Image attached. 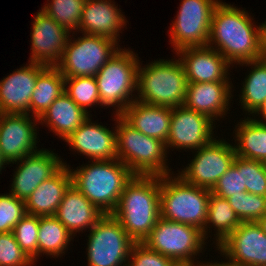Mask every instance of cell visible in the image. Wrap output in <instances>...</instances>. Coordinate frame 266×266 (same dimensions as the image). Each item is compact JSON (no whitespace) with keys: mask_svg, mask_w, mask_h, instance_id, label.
<instances>
[{"mask_svg":"<svg viewBox=\"0 0 266 266\" xmlns=\"http://www.w3.org/2000/svg\"><path fill=\"white\" fill-rule=\"evenodd\" d=\"M120 8L111 0H86L81 14L79 30L83 34L103 36L116 42L126 25Z\"/></svg>","mask_w":266,"mask_h":266,"instance_id":"44dd1931","label":"cell"},{"mask_svg":"<svg viewBox=\"0 0 266 266\" xmlns=\"http://www.w3.org/2000/svg\"><path fill=\"white\" fill-rule=\"evenodd\" d=\"M65 93L86 113H89L87 111L88 107L90 108L96 104L100 105L99 90L95 77L65 78Z\"/></svg>","mask_w":266,"mask_h":266,"instance_id":"d6a6232c","label":"cell"},{"mask_svg":"<svg viewBox=\"0 0 266 266\" xmlns=\"http://www.w3.org/2000/svg\"><path fill=\"white\" fill-rule=\"evenodd\" d=\"M252 20L245 9L220 1L213 12L207 45L232 65L262 59L260 26H255Z\"/></svg>","mask_w":266,"mask_h":266,"instance_id":"6da1fadb","label":"cell"},{"mask_svg":"<svg viewBox=\"0 0 266 266\" xmlns=\"http://www.w3.org/2000/svg\"><path fill=\"white\" fill-rule=\"evenodd\" d=\"M210 223L217 231L215 235H217L216 246L218 247L241 224V221L227 199L211 193L208 201L207 219L202 231L205 241L208 237V228H211L209 227Z\"/></svg>","mask_w":266,"mask_h":266,"instance_id":"f1b7e54d","label":"cell"},{"mask_svg":"<svg viewBox=\"0 0 266 266\" xmlns=\"http://www.w3.org/2000/svg\"><path fill=\"white\" fill-rule=\"evenodd\" d=\"M141 66L139 62L137 101L170 108L184 105L188 82L179 59H160Z\"/></svg>","mask_w":266,"mask_h":266,"instance_id":"277c9868","label":"cell"},{"mask_svg":"<svg viewBox=\"0 0 266 266\" xmlns=\"http://www.w3.org/2000/svg\"><path fill=\"white\" fill-rule=\"evenodd\" d=\"M134 243L120 222L112 214H105L90 229L88 266H127Z\"/></svg>","mask_w":266,"mask_h":266,"instance_id":"30bf717a","label":"cell"},{"mask_svg":"<svg viewBox=\"0 0 266 266\" xmlns=\"http://www.w3.org/2000/svg\"><path fill=\"white\" fill-rule=\"evenodd\" d=\"M2 114H3V110H2V108L0 106V117L2 116Z\"/></svg>","mask_w":266,"mask_h":266,"instance_id":"7dc6e473","label":"cell"},{"mask_svg":"<svg viewBox=\"0 0 266 266\" xmlns=\"http://www.w3.org/2000/svg\"><path fill=\"white\" fill-rule=\"evenodd\" d=\"M241 64L252 66V70L242 83L239 103L243 110L253 114L266 99V60L259 59Z\"/></svg>","mask_w":266,"mask_h":266,"instance_id":"4dcf8cb0","label":"cell"},{"mask_svg":"<svg viewBox=\"0 0 266 266\" xmlns=\"http://www.w3.org/2000/svg\"><path fill=\"white\" fill-rule=\"evenodd\" d=\"M210 194L211 190L188 183L179 175L161 176L160 217L203 231Z\"/></svg>","mask_w":266,"mask_h":266,"instance_id":"8992f818","label":"cell"},{"mask_svg":"<svg viewBox=\"0 0 266 266\" xmlns=\"http://www.w3.org/2000/svg\"><path fill=\"white\" fill-rule=\"evenodd\" d=\"M86 0H51L41 9L61 26L79 30L81 14Z\"/></svg>","mask_w":266,"mask_h":266,"instance_id":"1f68e13d","label":"cell"},{"mask_svg":"<svg viewBox=\"0 0 266 266\" xmlns=\"http://www.w3.org/2000/svg\"><path fill=\"white\" fill-rule=\"evenodd\" d=\"M72 185L69 165H63L52 177L44 180L25 201L26 213L54 216L65 192Z\"/></svg>","mask_w":266,"mask_h":266,"instance_id":"603a6c76","label":"cell"},{"mask_svg":"<svg viewBox=\"0 0 266 266\" xmlns=\"http://www.w3.org/2000/svg\"><path fill=\"white\" fill-rule=\"evenodd\" d=\"M217 248L240 266H266V235L257 222H241Z\"/></svg>","mask_w":266,"mask_h":266,"instance_id":"2e32d148","label":"cell"},{"mask_svg":"<svg viewBox=\"0 0 266 266\" xmlns=\"http://www.w3.org/2000/svg\"><path fill=\"white\" fill-rule=\"evenodd\" d=\"M82 36L76 40L68 39L63 57L56 66L65 78L95 77L120 49L118 42L110 38L88 34Z\"/></svg>","mask_w":266,"mask_h":266,"instance_id":"9c48e42d","label":"cell"},{"mask_svg":"<svg viewBox=\"0 0 266 266\" xmlns=\"http://www.w3.org/2000/svg\"><path fill=\"white\" fill-rule=\"evenodd\" d=\"M219 2L220 0H182L177 18L170 27V42L175 52L186 47L208 44L213 12Z\"/></svg>","mask_w":266,"mask_h":266,"instance_id":"8fae6325","label":"cell"},{"mask_svg":"<svg viewBox=\"0 0 266 266\" xmlns=\"http://www.w3.org/2000/svg\"><path fill=\"white\" fill-rule=\"evenodd\" d=\"M172 108L134 101L121 117L144 135L166 143L170 132Z\"/></svg>","mask_w":266,"mask_h":266,"instance_id":"cb8c5ba5","label":"cell"},{"mask_svg":"<svg viewBox=\"0 0 266 266\" xmlns=\"http://www.w3.org/2000/svg\"><path fill=\"white\" fill-rule=\"evenodd\" d=\"M213 120L208 116L198 113L185 105L172 108L170 132L165 143L166 149H191L197 150L215 137Z\"/></svg>","mask_w":266,"mask_h":266,"instance_id":"4fadbf2b","label":"cell"},{"mask_svg":"<svg viewBox=\"0 0 266 266\" xmlns=\"http://www.w3.org/2000/svg\"><path fill=\"white\" fill-rule=\"evenodd\" d=\"M25 201L9 194H0V233L13 232L15 225L26 215Z\"/></svg>","mask_w":266,"mask_h":266,"instance_id":"8d00e7d4","label":"cell"},{"mask_svg":"<svg viewBox=\"0 0 266 266\" xmlns=\"http://www.w3.org/2000/svg\"><path fill=\"white\" fill-rule=\"evenodd\" d=\"M72 185L102 213L112 214L127 182L133 177L119 159L92 160L77 170L69 167Z\"/></svg>","mask_w":266,"mask_h":266,"instance_id":"3957f363","label":"cell"},{"mask_svg":"<svg viewBox=\"0 0 266 266\" xmlns=\"http://www.w3.org/2000/svg\"><path fill=\"white\" fill-rule=\"evenodd\" d=\"M117 159L134 175L164 176L168 169L165 142L144 135L134 129L121 116H116Z\"/></svg>","mask_w":266,"mask_h":266,"instance_id":"5b68a950","label":"cell"},{"mask_svg":"<svg viewBox=\"0 0 266 266\" xmlns=\"http://www.w3.org/2000/svg\"><path fill=\"white\" fill-rule=\"evenodd\" d=\"M239 123L235 126L236 130L234 129L235 141H238L234 145L236 156L265 163L266 123L257 121L255 117H247Z\"/></svg>","mask_w":266,"mask_h":266,"instance_id":"4316f807","label":"cell"},{"mask_svg":"<svg viewBox=\"0 0 266 266\" xmlns=\"http://www.w3.org/2000/svg\"><path fill=\"white\" fill-rule=\"evenodd\" d=\"M161 176L133 175L112 215L135 242H143L160 218Z\"/></svg>","mask_w":266,"mask_h":266,"instance_id":"7a4b0ae2","label":"cell"},{"mask_svg":"<svg viewBox=\"0 0 266 266\" xmlns=\"http://www.w3.org/2000/svg\"><path fill=\"white\" fill-rule=\"evenodd\" d=\"M188 83L230 82V63L212 47H186L176 51Z\"/></svg>","mask_w":266,"mask_h":266,"instance_id":"ac0fdd59","label":"cell"},{"mask_svg":"<svg viewBox=\"0 0 266 266\" xmlns=\"http://www.w3.org/2000/svg\"><path fill=\"white\" fill-rule=\"evenodd\" d=\"M65 92V77L57 67H46L36 79L30 99V112L39 118Z\"/></svg>","mask_w":266,"mask_h":266,"instance_id":"83f0119b","label":"cell"},{"mask_svg":"<svg viewBox=\"0 0 266 266\" xmlns=\"http://www.w3.org/2000/svg\"><path fill=\"white\" fill-rule=\"evenodd\" d=\"M227 200L241 222H257L266 214V196L242 192Z\"/></svg>","mask_w":266,"mask_h":266,"instance_id":"e575fe53","label":"cell"},{"mask_svg":"<svg viewBox=\"0 0 266 266\" xmlns=\"http://www.w3.org/2000/svg\"><path fill=\"white\" fill-rule=\"evenodd\" d=\"M39 222V216L26 214L13 229L16 242L33 261L38 258Z\"/></svg>","mask_w":266,"mask_h":266,"instance_id":"d590c367","label":"cell"},{"mask_svg":"<svg viewBox=\"0 0 266 266\" xmlns=\"http://www.w3.org/2000/svg\"><path fill=\"white\" fill-rule=\"evenodd\" d=\"M116 130L91 122L90 117L75 130L66 142L75 151L90 160H111L117 158Z\"/></svg>","mask_w":266,"mask_h":266,"instance_id":"ffe728a7","label":"cell"},{"mask_svg":"<svg viewBox=\"0 0 266 266\" xmlns=\"http://www.w3.org/2000/svg\"><path fill=\"white\" fill-rule=\"evenodd\" d=\"M233 165L242 171L243 192L266 196V166L264 162L236 156Z\"/></svg>","mask_w":266,"mask_h":266,"instance_id":"836d02e7","label":"cell"},{"mask_svg":"<svg viewBox=\"0 0 266 266\" xmlns=\"http://www.w3.org/2000/svg\"><path fill=\"white\" fill-rule=\"evenodd\" d=\"M236 157L234 145L224 139L214 138L207 145L197 149L189 166L178 175L186 182L200 188L212 190L217 181L233 165Z\"/></svg>","mask_w":266,"mask_h":266,"instance_id":"7c38bea8","label":"cell"},{"mask_svg":"<svg viewBox=\"0 0 266 266\" xmlns=\"http://www.w3.org/2000/svg\"><path fill=\"white\" fill-rule=\"evenodd\" d=\"M204 240L200 229L160 217L142 243L178 265H195L193 258L203 250Z\"/></svg>","mask_w":266,"mask_h":266,"instance_id":"ba28073f","label":"cell"},{"mask_svg":"<svg viewBox=\"0 0 266 266\" xmlns=\"http://www.w3.org/2000/svg\"><path fill=\"white\" fill-rule=\"evenodd\" d=\"M105 215L80 191L71 185L54 215L75 236L86 228L91 229Z\"/></svg>","mask_w":266,"mask_h":266,"instance_id":"d4e9b609","label":"cell"},{"mask_svg":"<svg viewBox=\"0 0 266 266\" xmlns=\"http://www.w3.org/2000/svg\"><path fill=\"white\" fill-rule=\"evenodd\" d=\"M243 192L242 171L232 165L223 176L219 178L211 193L222 198H230Z\"/></svg>","mask_w":266,"mask_h":266,"instance_id":"ab89813d","label":"cell"},{"mask_svg":"<svg viewBox=\"0 0 266 266\" xmlns=\"http://www.w3.org/2000/svg\"><path fill=\"white\" fill-rule=\"evenodd\" d=\"M131 259V260H130ZM127 266H177L171 258L149 249L142 242H135L130 250Z\"/></svg>","mask_w":266,"mask_h":266,"instance_id":"f35d334b","label":"cell"},{"mask_svg":"<svg viewBox=\"0 0 266 266\" xmlns=\"http://www.w3.org/2000/svg\"><path fill=\"white\" fill-rule=\"evenodd\" d=\"M260 50L262 59L266 60V21L260 25Z\"/></svg>","mask_w":266,"mask_h":266,"instance_id":"60d3db41","label":"cell"},{"mask_svg":"<svg viewBox=\"0 0 266 266\" xmlns=\"http://www.w3.org/2000/svg\"><path fill=\"white\" fill-rule=\"evenodd\" d=\"M258 225L261 227L262 231L266 235V214H264L258 221Z\"/></svg>","mask_w":266,"mask_h":266,"instance_id":"ee69618b","label":"cell"},{"mask_svg":"<svg viewBox=\"0 0 266 266\" xmlns=\"http://www.w3.org/2000/svg\"><path fill=\"white\" fill-rule=\"evenodd\" d=\"M13 174L11 194L16 198L26 201L33 191L46 179L52 177L64 164L60 156L41 149L33 154L27 155L19 161Z\"/></svg>","mask_w":266,"mask_h":266,"instance_id":"e0dca14e","label":"cell"},{"mask_svg":"<svg viewBox=\"0 0 266 266\" xmlns=\"http://www.w3.org/2000/svg\"><path fill=\"white\" fill-rule=\"evenodd\" d=\"M31 118L28 113H3L0 117V150L8 165L39 151L35 127L39 120Z\"/></svg>","mask_w":266,"mask_h":266,"instance_id":"5bb4252c","label":"cell"},{"mask_svg":"<svg viewBox=\"0 0 266 266\" xmlns=\"http://www.w3.org/2000/svg\"><path fill=\"white\" fill-rule=\"evenodd\" d=\"M7 164L8 163L6 162V160L4 159V157L2 156L1 150H0V171L2 170V168H4V165H7Z\"/></svg>","mask_w":266,"mask_h":266,"instance_id":"f6af8a7d","label":"cell"},{"mask_svg":"<svg viewBox=\"0 0 266 266\" xmlns=\"http://www.w3.org/2000/svg\"><path fill=\"white\" fill-rule=\"evenodd\" d=\"M73 235L55 216H41L38 231V257L50 255L58 257L65 253Z\"/></svg>","mask_w":266,"mask_h":266,"instance_id":"f546056e","label":"cell"},{"mask_svg":"<svg viewBox=\"0 0 266 266\" xmlns=\"http://www.w3.org/2000/svg\"><path fill=\"white\" fill-rule=\"evenodd\" d=\"M177 266H198V264L195 263V265H177Z\"/></svg>","mask_w":266,"mask_h":266,"instance_id":"bcb514c9","label":"cell"},{"mask_svg":"<svg viewBox=\"0 0 266 266\" xmlns=\"http://www.w3.org/2000/svg\"><path fill=\"white\" fill-rule=\"evenodd\" d=\"M34 16L31 30L30 61L47 67H56L63 57L70 31L58 24L44 11Z\"/></svg>","mask_w":266,"mask_h":266,"instance_id":"9a60e30c","label":"cell"},{"mask_svg":"<svg viewBox=\"0 0 266 266\" xmlns=\"http://www.w3.org/2000/svg\"><path fill=\"white\" fill-rule=\"evenodd\" d=\"M42 64L29 62L0 81V106L3 113H28L30 99L37 76L46 68Z\"/></svg>","mask_w":266,"mask_h":266,"instance_id":"d6986e66","label":"cell"},{"mask_svg":"<svg viewBox=\"0 0 266 266\" xmlns=\"http://www.w3.org/2000/svg\"><path fill=\"white\" fill-rule=\"evenodd\" d=\"M34 262L16 242L13 232L0 233V266H31Z\"/></svg>","mask_w":266,"mask_h":266,"instance_id":"74e56055","label":"cell"},{"mask_svg":"<svg viewBox=\"0 0 266 266\" xmlns=\"http://www.w3.org/2000/svg\"><path fill=\"white\" fill-rule=\"evenodd\" d=\"M197 264H198V266H240L239 264H235L234 262H231L230 260H228L227 262H219V263H217V262H215V263H210V262H206V263H198V262H196Z\"/></svg>","mask_w":266,"mask_h":266,"instance_id":"b9f144b4","label":"cell"},{"mask_svg":"<svg viewBox=\"0 0 266 266\" xmlns=\"http://www.w3.org/2000/svg\"><path fill=\"white\" fill-rule=\"evenodd\" d=\"M136 55L130 49L120 48L95 75L100 106L117 107L116 116H121L136 101L135 95H132L137 90L139 60Z\"/></svg>","mask_w":266,"mask_h":266,"instance_id":"52a82bcc","label":"cell"},{"mask_svg":"<svg viewBox=\"0 0 266 266\" xmlns=\"http://www.w3.org/2000/svg\"><path fill=\"white\" fill-rule=\"evenodd\" d=\"M254 114H258V116L259 114L262 115L264 121L262 119H259L257 121L266 123V99L263 101L262 105L253 113L252 116H255Z\"/></svg>","mask_w":266,"mask_h":266,"instance_id":"7bdbcfd3","label":"cell"},{"mask_svg":"<svg viewBox=\"0 0 266 266\" xmlns=\"http://www.w3.org/2000/svg\"><path fill=\"white\" fill-rule=\"evenodd\" d=\"M89 115L63 92L38 120L46 124L55 135L66 140Z\"/></svg>","mask_w":266,"mask_h":266,"instance_id":"484cf974","label":"cell"},{"mask_svg":"<svg viewBox=\"0 0 266 266\" xmlns=\"http://www.w3.org/2000/svg\"><path fill=\"white\" fill-rule=\"evenodd\" d=\"M230 82L188 83L184 105L208 116L211 120L224 117L229 110ZM216 118V119H215Z\"/></svg>","mask_w":266,"mask_h":266,"instance_id":"7402d4cb","label":"cell"}]
</instances>
